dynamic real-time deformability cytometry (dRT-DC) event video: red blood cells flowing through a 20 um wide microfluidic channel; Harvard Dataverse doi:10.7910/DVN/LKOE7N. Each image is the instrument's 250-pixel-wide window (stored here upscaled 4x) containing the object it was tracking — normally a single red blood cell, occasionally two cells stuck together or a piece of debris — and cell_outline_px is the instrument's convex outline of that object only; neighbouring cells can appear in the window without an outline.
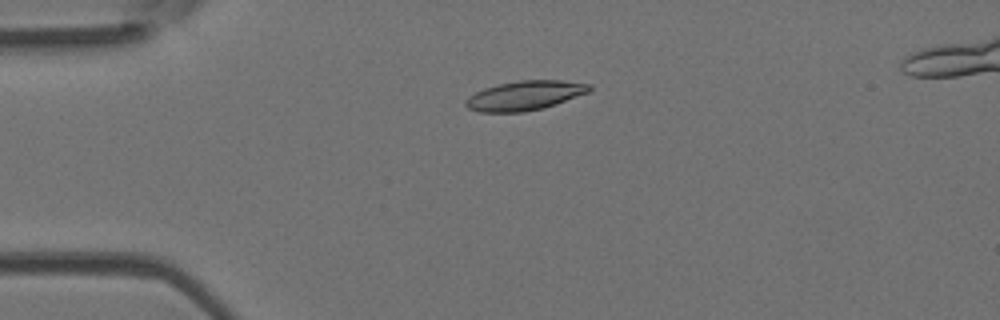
{"species": "Egyptian fruit bat (a non-hibernating species)", "species_latin": "Rousettus aegyptiacus", "temperature_condition": "room temperature", "stored_images_in_passage": 12, "camera_frame_rate_fps": 3000, "um_per_image_px": 0.085, "animal": {"sex": "female"}, "frame": {"image": 1, "passage_image": 8, "time_ms": 2.333, "image_size_px": [1000, 320], "cell_outline_px": [[592, 88], [588, 92], [544, 108], [524, 112], [480, 112], [468, 108], [464, 104], [464, 100], [468, 96], [484, 88], [496, 84], [520, 80], [560, 80], [592, 84]], "centroid_in_image_um": [44.58, 8.12], "position_along_channel_um": 40.4, "area_um2": 21.27}}